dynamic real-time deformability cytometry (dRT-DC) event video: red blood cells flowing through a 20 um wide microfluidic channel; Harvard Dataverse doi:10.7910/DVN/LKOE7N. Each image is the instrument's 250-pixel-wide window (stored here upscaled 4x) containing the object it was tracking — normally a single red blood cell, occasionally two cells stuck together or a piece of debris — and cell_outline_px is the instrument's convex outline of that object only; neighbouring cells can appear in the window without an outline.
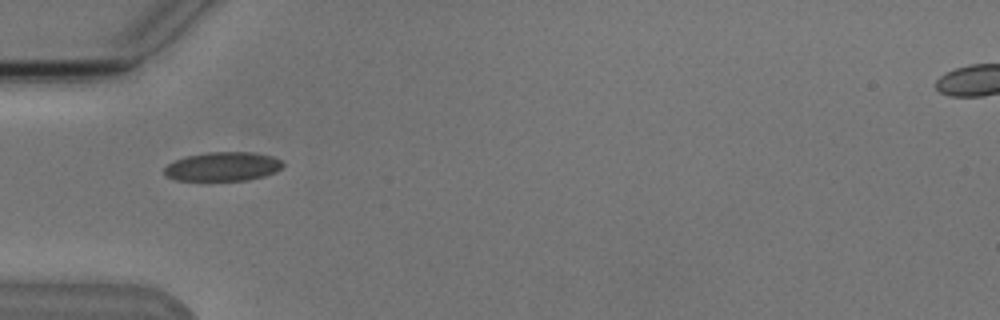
{"species": "Egyptian fruit bat (a non-hibernating species)", "species_latin": "Rousettus aegyptiacus", "temperature_condition": "cold", "stored_images_in_passage": 2, "camera_frame_rate_fps": 3000, "um_per_image_px": 0.085, "animal": {"sex": "male"}, "frame": {"image": 1, "passage_image": 1, "time_ms": 0.0, "image_size_px": [1000, 320], "cell_outline_px": [[284, 164], [280, 168], [264, 176], [248, 180], [176, 180], [168, 176], [164, 172], [164, 168], [168, 164], [176, 160], [188, 156], [208, 152], [252, 152], [272, 156], [280, 160]], "centroid_in_image_um": [18.94, 14.15], "position_along_channel_um": 66.1, "area_um2": 19.71}}